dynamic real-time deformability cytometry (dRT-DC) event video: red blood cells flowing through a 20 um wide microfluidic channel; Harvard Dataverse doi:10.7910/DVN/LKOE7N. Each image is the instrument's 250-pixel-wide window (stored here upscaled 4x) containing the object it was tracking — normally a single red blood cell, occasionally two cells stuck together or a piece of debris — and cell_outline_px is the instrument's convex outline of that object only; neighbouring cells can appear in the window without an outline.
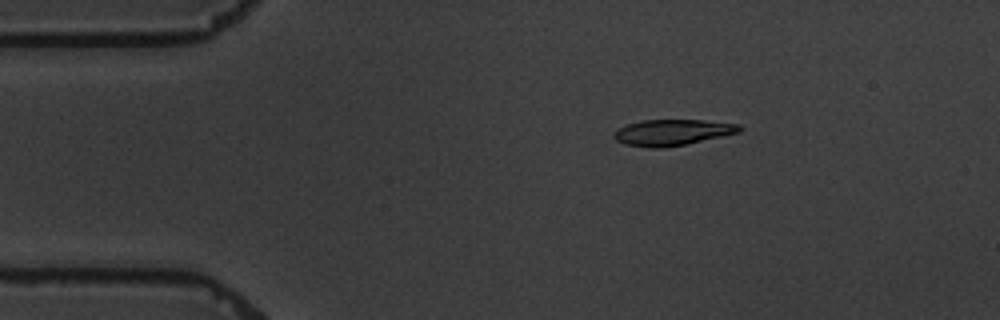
{"species": "common noctule bat (a hibernating species)", "species_latin": "Nyctalus noctula", "temperature_condition": "warm", "stored_images_in_passage": 5, "camera_frame_rate_fps": 3000, "um_per_image_px": 0.085, "animal": {"sex": "male", "body_mass_g": 19.5, "forearm_length_mm": 54.6}, "frame": {"image": 1, "passage_image": 3, "time_ms": 2.333, "image_size_px": [1000, 320], "cell_outline_px": [[744, 128], [740, 132], [684, 144], [660, 148], [652, 148], [624, 144], [616, 140], [612, 136], [616, 128], [628, 124], [644, 120], [704, 120], [740, 124]], "centroid_in_image_um": [57.13, 11.24], "position_along_channel_um": 27.9, "area_um2": 18.96}}